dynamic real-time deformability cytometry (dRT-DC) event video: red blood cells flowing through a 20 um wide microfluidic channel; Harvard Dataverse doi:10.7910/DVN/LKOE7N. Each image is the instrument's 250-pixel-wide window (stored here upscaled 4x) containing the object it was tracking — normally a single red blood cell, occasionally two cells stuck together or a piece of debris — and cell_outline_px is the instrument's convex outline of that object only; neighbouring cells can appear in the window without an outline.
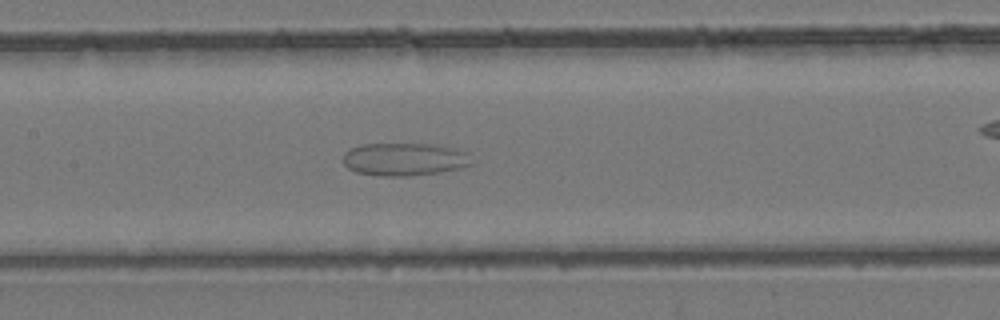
{"species": "common noctule bat (a hibernating species)", "species_latin": "Nyctalus noctula", "temperature_condition": "room temperature", "stored_images_in_passage": 44, "camera_frame_rate_fps": 3000, "um_per_image_px": 0.085, "animal": {"sex": "female", "body_mass_g": 24.6, "forearm_length_mm": 56.2}, "frame": {"image": 1, "passage_image": 22, "time_ms": 7.0, "image_size_px": [1000, 320], "cell_outline_px": [[472, 164], [460, 168], [440, 172], [408, 176], [380, 176], [356, 172], [348, 168], [344, 164], [344, 152], [352, 148], [364, 144], [428, 144], [452, 148], [464, 152]], "centroid_in_image_um": [34.32, 13.55], "position_along_channel_um": 173.1, "area_um2": 24.22}}
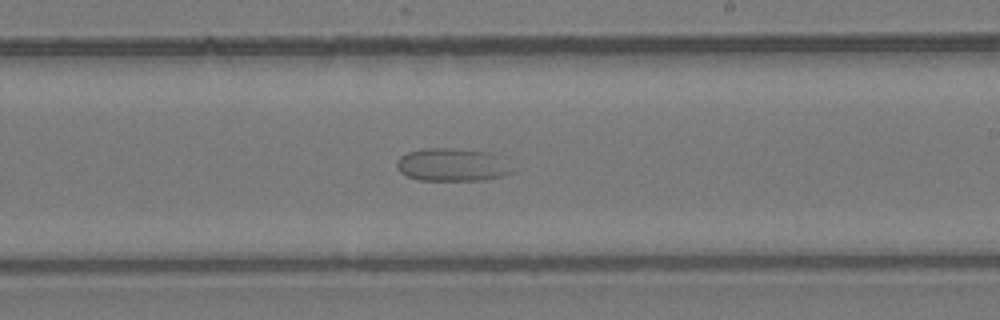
{"frame": {"image": 2, "passage_image": 27, "time_ms": 8.667, "image_size_px": [1000, 320], "cell_outline_px": [[512, 172], [504, 176], [484, 180], [420, 180], [404, 176], [396, 168], [396, 160], [400, 156], [408, 152], [428, 148], [452, 148], [492, 152]], "centroid_in_image_um": [38.33, 14.01], "position_along_channel_um": 250.7, "area_um2": 21.96}}
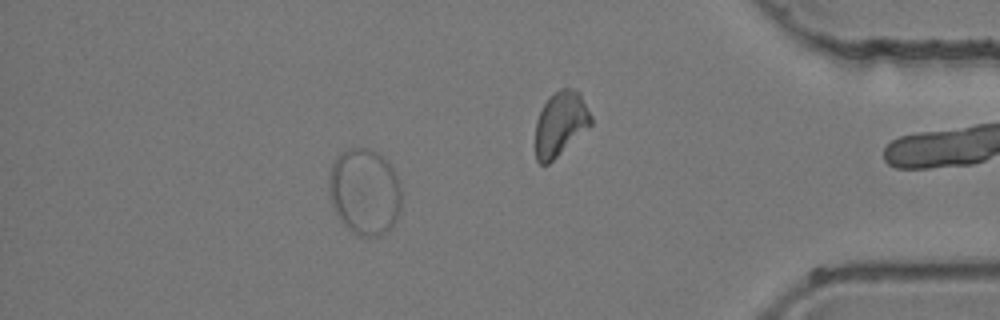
{"frame": {"image": 3, "passage_image": 40, "time_ms": 13.0, "image_size_px": [1000, 320], "cell_outline_px": [[400, 208], [396, 220], [392, 228], [376, 236], [364, 236], [352, 232], [340, 220], [328, 196], [328, 176], [332, 164], [340, 152], [348, 148], [368, 148], [376, 152], [388, 160], [396, 172], [400, 188]], "centroid_in_image_um": [30.98, 16.27], "position_along_channel_um": 404.2, "area_um2": 36.76}}